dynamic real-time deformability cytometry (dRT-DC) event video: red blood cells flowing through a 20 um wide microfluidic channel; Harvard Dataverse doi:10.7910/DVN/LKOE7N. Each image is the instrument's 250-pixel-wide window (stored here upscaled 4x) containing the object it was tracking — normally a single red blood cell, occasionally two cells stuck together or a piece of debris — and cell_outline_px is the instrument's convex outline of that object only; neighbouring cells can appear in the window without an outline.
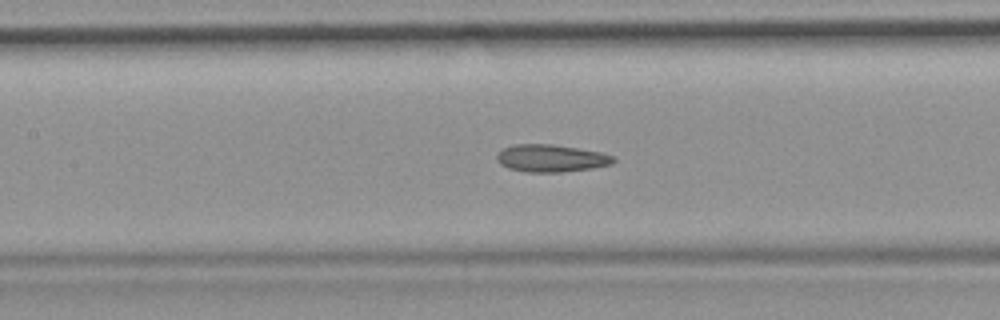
{"species": "common noctule bat (a hibernating species)", "species_latin": "Nyctalus noctula", "temperature_condition": "room temperature", "stored_images_in_passage": 47, "camera_frame_rate_fps": 3000, "um_per_image_px": 0.085, "animal": {"sex": "female", "body_mass_g": 19.9}, "frame": {"image": 1, "passage_image": 21, "time_ms": 6.667, "image_size_px": [1000, 320], "cell_outline_px": [[616, 160], [612, 164], [592, 168], [560, 172], [528, 172], [508, 168], [500, 164], [496, 160], [496, 156], [504, 148], [516, 144], [552, 144], [604, 152], [616, 156]], "centroid_in_image_um": [46.89, 13.45], "position_along_channel_um": 160.5, "area_um2": 18.73}}